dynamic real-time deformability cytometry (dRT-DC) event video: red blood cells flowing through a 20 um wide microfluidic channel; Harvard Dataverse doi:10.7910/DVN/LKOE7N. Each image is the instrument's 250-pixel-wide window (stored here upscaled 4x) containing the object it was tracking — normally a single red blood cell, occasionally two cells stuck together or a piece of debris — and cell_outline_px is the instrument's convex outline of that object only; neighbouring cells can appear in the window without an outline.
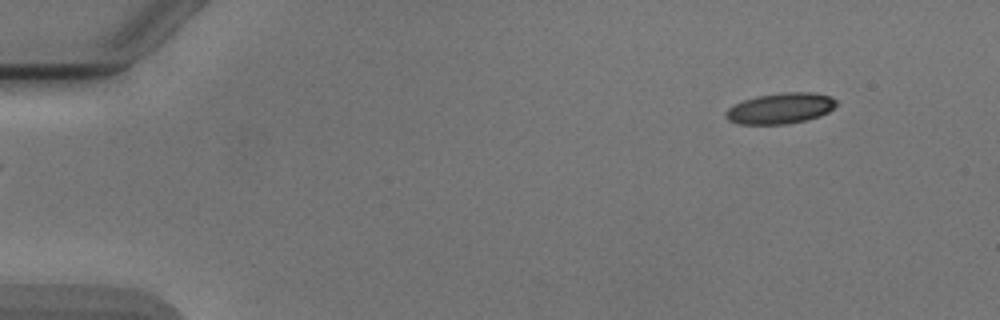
{"species": "Egyptian fruit bat (a non-hibernating species)", "species_latin": "Rousettus aegyptiacus", "temperature_condition": "cold", "stored_images_in_passage": 3, "segment_of_instrument_passage": [2, 2], "camera_frame_rate_fps": 3000, "um_per_image_px": 0.085, "animal": {"sex": "male"}, "frame": {"image": 1, "passage_image": 3, "time_ms": 2.333, "image_size_px": [1000, 320], "cell_outline_px": [[836, 104], [828, 112], [820, 116], [808, 120], [784, 124], [736, 124], [728, 120], [724, 116], [724, 112], [728, 108], [744, 100], [756, 96], [784, 92], [812, 92], [832, 96], [836, 100]], "centroid_in_image_um": [66.33, 9.21], "position_along_channel_um": 18.7, "area_um2": 19.94}}